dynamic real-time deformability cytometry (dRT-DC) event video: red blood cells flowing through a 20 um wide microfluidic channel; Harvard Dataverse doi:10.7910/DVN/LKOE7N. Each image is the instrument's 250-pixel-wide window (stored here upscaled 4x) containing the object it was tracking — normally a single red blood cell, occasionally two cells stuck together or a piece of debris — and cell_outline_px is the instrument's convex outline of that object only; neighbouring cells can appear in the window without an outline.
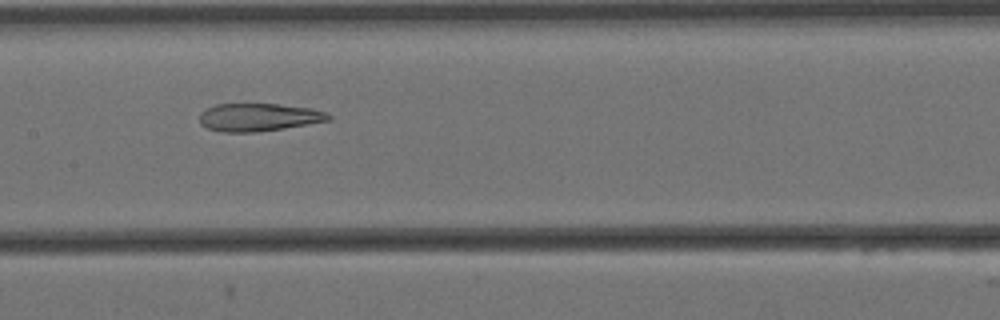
{"species": "Egyptian fruit bat (a non-hibernating species)", "species_latin": "Rousettus aegyptiacus", "temperature_condition": "cold", "stored_images_in_passage": 9, "camera_frame_rate_fps": 3000, "um_per_image_px": 0.085, "animal": {"sex": "female"}, "frame": {"image": 1, "passage_image": 8, "time_ms": 2.333, "image_size_px": [1000, 320], "cell_outline_px": [[332, 120], [284, 128], [256, 132], [220, 132], [208, 128], [200, 124], [200, 112], [216, 104], [280, 104], [312, 108], [328, 112], [332, 116]], "centroid_in_image_um": [22.03, 9.96], "position_along_channel_um": 185.4, "area_um2": 21.1}}
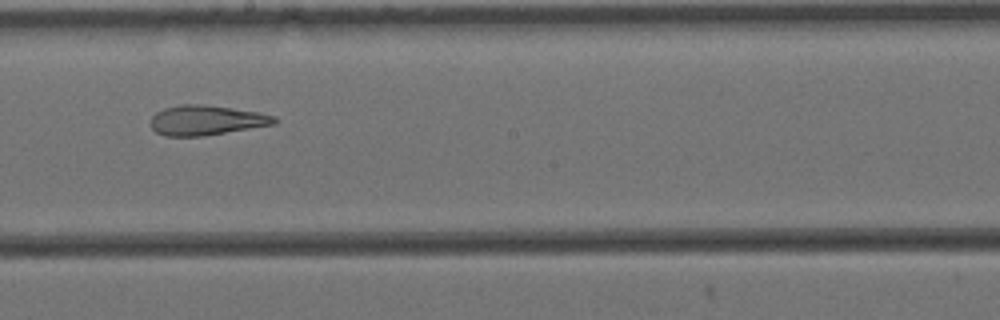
{"frame": {"image": 2, "passage_image": 9, "time_ms": 2.667, "image_size_px": [1000, 320], "cell_outline_px": [[276, 124], [200, 136], [164, 136], [156, 132], [152, 128], [152, 116], [156, 112], [164, 108], [180, 104], [204, 104], [256, 112], [276, 116]], "centroid_in_image_um": [17.51, 10.21], "position_along_channel_um": 230.7, "area_um2": 21.27}}